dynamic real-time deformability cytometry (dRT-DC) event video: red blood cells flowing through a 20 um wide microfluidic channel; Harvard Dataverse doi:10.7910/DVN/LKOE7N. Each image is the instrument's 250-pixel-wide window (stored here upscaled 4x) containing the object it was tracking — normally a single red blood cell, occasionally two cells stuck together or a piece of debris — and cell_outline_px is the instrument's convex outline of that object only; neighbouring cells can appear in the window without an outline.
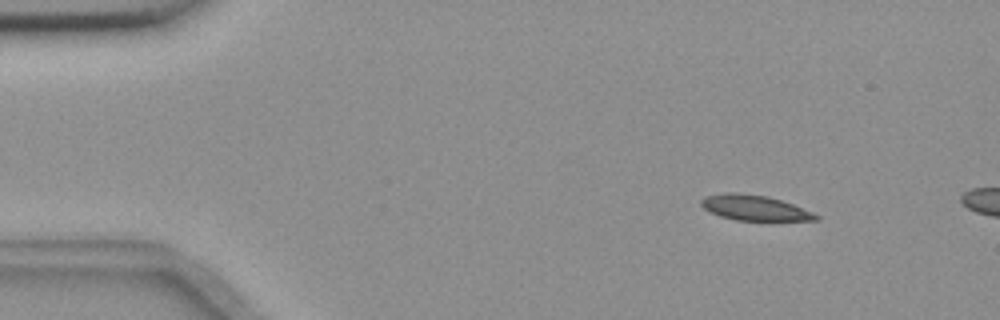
{"species": "common noctule bat (a hibernating species)", "species_latin": "Nyctalus noctula", "temperature_condition": "room temperature", "stored_images_in_passage": 4, "camera_frame_rate_fps": 3000, "um_per_image_px": 0.085, "animal": {"sex": "female", "body_mass_g": 18.4}, "frame": {"image": 1, "passage_image": 2, "time_ms": 0.333, "image_size_px": [1000, 320], "cell_outline_px": [[820, 220], [736, 220], [720, 216], [708, 212], [700, 204], [700, 200], [704, 196], [724, 192], [736, 192], [768, 196], [792, 204], [812, 212], [820, 216]], "centroid_in_image_um": [64.08, 17.65], "position_along_channel_um": 20.9, "area_um2": 16.94}}